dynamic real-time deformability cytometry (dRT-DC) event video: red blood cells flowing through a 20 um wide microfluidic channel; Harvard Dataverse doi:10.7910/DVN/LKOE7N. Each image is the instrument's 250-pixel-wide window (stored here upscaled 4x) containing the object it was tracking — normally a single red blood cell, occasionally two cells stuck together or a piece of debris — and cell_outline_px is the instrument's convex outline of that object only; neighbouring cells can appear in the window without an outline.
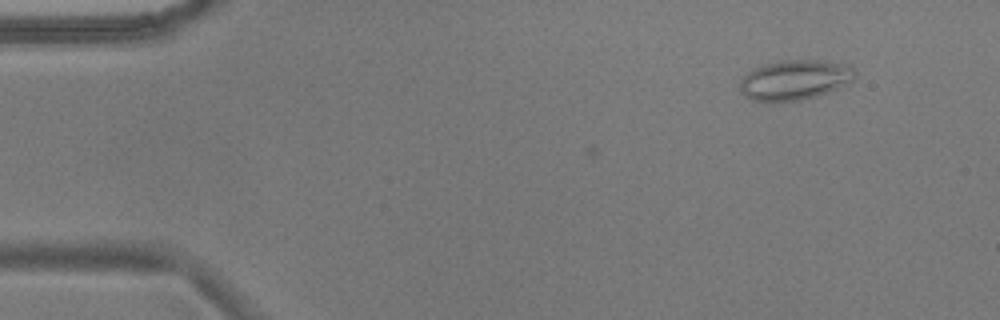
{"species": "common noctule bat (a hibernating species)", "species_latin": "Nyctalus noctula", "temperature_condition": "warm", "stored_images_in_passage": 3, "camera_frame_rate_fps": 3000, "um_per_image_px": 0.085, "animal": {"sex": "male", "body_mass_g": 17.9}, "frame": {"image": 1, "passage_image": 1, "time_ms": 0.0, "image_size_px": [1000, 320], "cell_outline_px": [[856, 76], [852, 80], [836, 88], [816, 96], [800, 100], [772, 104], [768, 104], [752, 100], [740, 92], [740, 80], [752, 68], [764, 64], [780, 60], [816, 60], [844, 64], [852, 68]], "centroid_in_image_um": [67.46, 6.82], "position_along_channel_um": 17.5, "area_um2": 26.99}}